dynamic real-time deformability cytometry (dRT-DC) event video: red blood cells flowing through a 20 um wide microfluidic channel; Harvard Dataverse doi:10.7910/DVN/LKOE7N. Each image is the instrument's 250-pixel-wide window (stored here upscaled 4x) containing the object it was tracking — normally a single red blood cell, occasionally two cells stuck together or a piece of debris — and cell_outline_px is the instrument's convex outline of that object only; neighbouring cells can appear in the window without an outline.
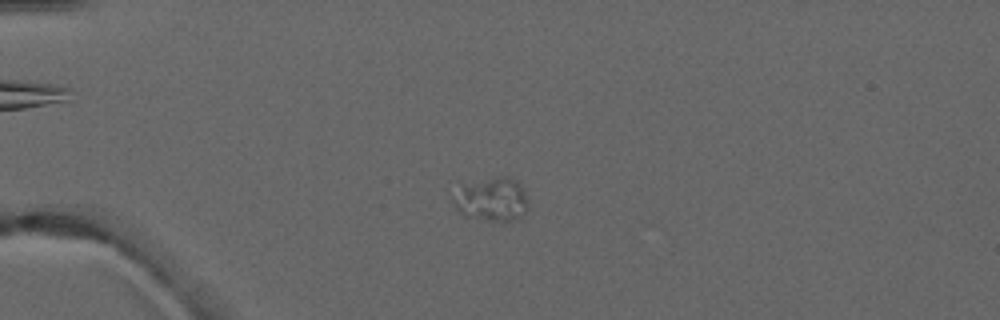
{"species": "common noctule bat (a hibernating species)", "species_latin": "Nyctalus noctula", "temperature_condition": "warm", "stored_images_in_passage": 4, "camera_frame_rate_fps": 3000, "um_per_image_px": 0.085, "animal": {"sex": "male", "forearm_length_mm": 52.5}, "frame": {"image": 1, "passage_image": 3, "time_ms": 2.667, "image_size_px": [1000, 320], "cell_outline_px": [[528, 208], [520, 220], [488, 220], [464, 216], [456, 208], [452, 200], [460, 184], [500, 176], [508, 176], [516, 180], [520, 184], [528, 200]], "centroid_in_image_um": [41.81, 16.94], "position_along_channel_um": 43.2, "area_um2": 19.25}}